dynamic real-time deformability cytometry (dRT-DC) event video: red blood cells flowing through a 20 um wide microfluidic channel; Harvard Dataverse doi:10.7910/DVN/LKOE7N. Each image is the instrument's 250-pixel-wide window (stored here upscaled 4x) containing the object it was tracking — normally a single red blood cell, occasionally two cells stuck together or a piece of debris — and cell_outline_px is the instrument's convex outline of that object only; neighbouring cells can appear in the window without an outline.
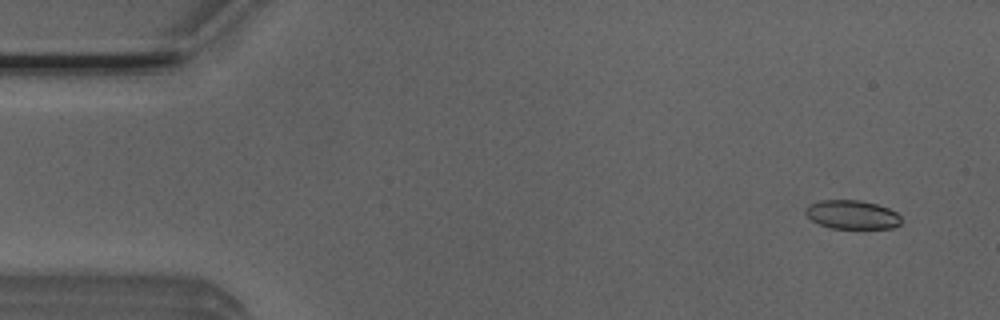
{"species": "Egyptian fruit bat (a non-hibernating species)", "species_latin": "Rousettus aegyptiacus", "temperature_condition": "room temperature", "stored_images_in_passage": 5, "camera_frame_rate_fps": 3000, "um_per_image_px": 0.085, "animal": {"sex": "male"}, "frame": {"image": 1, "passage_image": 1, "time_ms": 0.0, "image_size_px": [1000, 320], "cell_outline_px": [[900, 224], [892, 228], [832, 228], [820, 224], [812, 220], [804, 212], [804, 208], [808, 204], [820, 200], [860, 200], [876, 204], [888, 208], [896, 212], [900, 216]], "centroid_in_image_um": [72.4, 18.23], "position_along_channel_um": 12.6, "area_um2": 16.01}}